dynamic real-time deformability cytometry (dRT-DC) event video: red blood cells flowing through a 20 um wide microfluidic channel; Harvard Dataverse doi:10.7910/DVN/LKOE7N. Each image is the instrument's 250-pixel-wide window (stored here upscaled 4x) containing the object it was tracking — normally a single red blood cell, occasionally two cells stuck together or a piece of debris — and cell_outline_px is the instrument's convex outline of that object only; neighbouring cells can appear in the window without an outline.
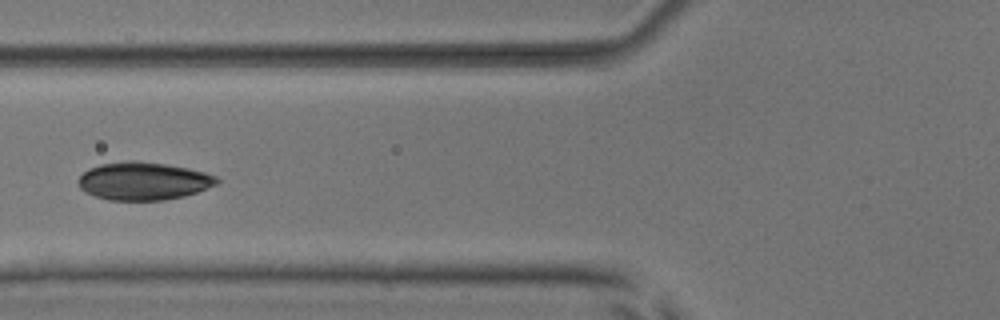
{"species": "common noctule bat (a hibernating species)", "species_latin": "Nyctalus noctula", "temperature_condition": "room temperature", "stored_images_in_passage": 4, "camera_frame_rate_fps": 3000, "um_per_image_px": 0.085, "animal": {"sex": "male", "body_mass_g": 17.9, "forearm_length_mm": 54.2}, "frame": {"image": 1, "passage_image": 3, "time_ms": 2.333, "image_size_px": [1000, 320], "cell_outline_px": [[220, 180], [216, 184], [196, 192], [184, 196], [164, 200], [108, 200], [84, 192], [80, 188], [80, 176], [88, 168], [100, 164], [128, 160], [136, 160], [164, 164], [188, 168], [204, 172], [216, 176]], "centroid_in_image_um": [12.18, 15.38], "position_along_channel_um": 113.6, "area_um2": 30.46}}
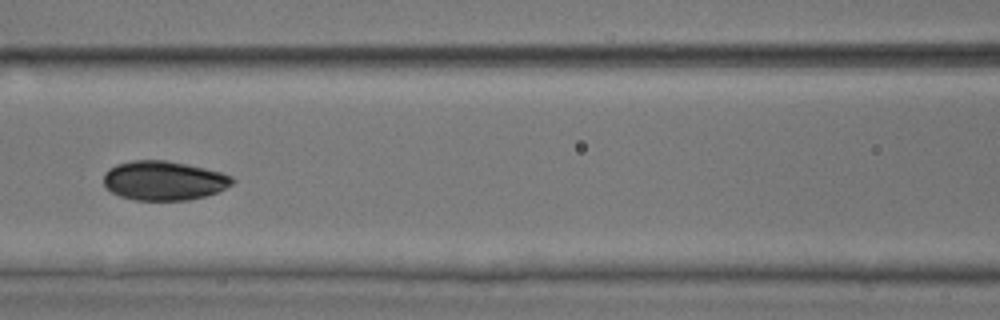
{"frame": {"image": 2, "passage_image": 4, "time_ms": 3.333, "image_size_px": [1000, 320], "cell_outline_px": [[236, 180], [232, 184], [216, 192], [204, 196], [188, 200], [132, 200], [120, 196], [112, 192], [104, 184], [104, 172], [108, 168], [116, 164], [132, 160], [168, 160], [188, 164], [220, 172], [232, 176]], "centroid_in_image_um": [13.9, 15.34], "position_along_channel_um": 152.7, "area_um2": 29.54}}